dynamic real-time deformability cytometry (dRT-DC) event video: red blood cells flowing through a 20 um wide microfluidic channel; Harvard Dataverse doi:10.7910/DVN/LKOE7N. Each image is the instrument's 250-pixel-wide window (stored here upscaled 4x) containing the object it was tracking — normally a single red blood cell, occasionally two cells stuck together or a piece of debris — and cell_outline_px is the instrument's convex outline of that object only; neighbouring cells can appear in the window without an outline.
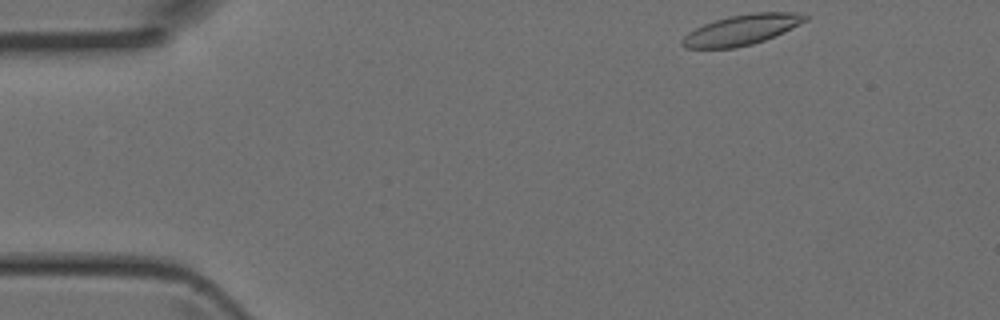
{"species": "Egyptian fruit bat (a non-hibernating species)", "species_latin": "Rousettus aegyptiacus", "temperature_condition": "room temperature", "stored_images_in_passage": 3, "camera_frame_rate_fps": 3000, "um_per_image_px": 0.085, "animal": {"sex": "female"}, "frame": {"image": 1, "passage_image": 1, "time_ms": 0.0, "image_size_px": [1000, 320], "cell_outline_px": [[808, 20], [776, 36], [752, 44], [736, 48], [684, 48], [680, 44], [680, 40], [688, 32], [704, 24], [728, 16], [752, 12], [796, 12], [808, 16]], "centroid_in_image_um": [63.04, 2.53], "position_along_channel_um": 22.0, "area_um2": 21.85}}